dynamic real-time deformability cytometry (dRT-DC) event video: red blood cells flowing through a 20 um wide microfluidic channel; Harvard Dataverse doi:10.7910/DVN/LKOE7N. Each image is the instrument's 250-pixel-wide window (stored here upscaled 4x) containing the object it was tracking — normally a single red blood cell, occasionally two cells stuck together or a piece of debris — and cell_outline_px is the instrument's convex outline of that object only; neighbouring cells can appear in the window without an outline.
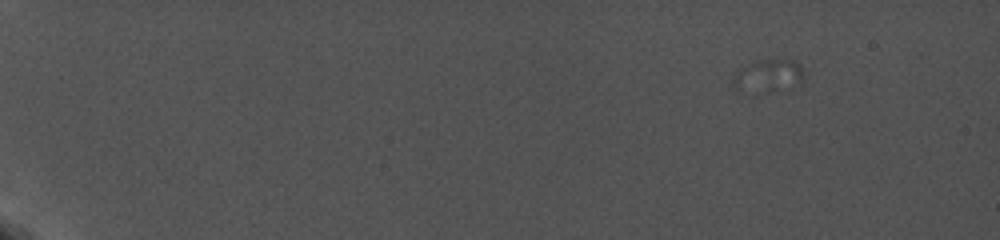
{"species": "common noctule bat (a hibernating species)", "species_latin": "Nyctalus noctula", "temperature_condition": "cold", "stored_images_in_passage": 6, "camera_frame_rate_fps": 5000, "um_per_image_px": 0.085, "animal": {"sex": "female", "body_mass_g": 19.0, "forearm_length_mm": 56.7}, "frame": {"image": 1, "passage_image": 1, "time_ms": 0.0, "image_size_px": [1000, 240], "cell_outline_px": [[804, 84], [736, 88], [732, 84], [732, 80], [740, 68], [756, 60], [796, 60], [800, 64], [804, 72]], "centroid_in_image_um": [65.39, 6.29], "position_along_channel_um": 19.6, "area_um2": 11.96}}